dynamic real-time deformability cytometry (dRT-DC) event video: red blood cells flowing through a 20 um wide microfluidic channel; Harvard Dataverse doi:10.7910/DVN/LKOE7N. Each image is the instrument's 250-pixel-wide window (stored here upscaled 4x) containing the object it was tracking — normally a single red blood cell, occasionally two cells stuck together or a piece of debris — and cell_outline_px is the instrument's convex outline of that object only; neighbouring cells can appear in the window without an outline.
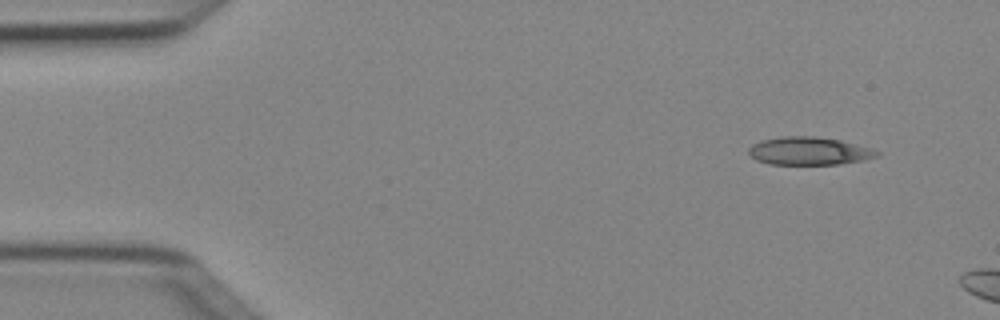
{"species": "Egyptian fruit bat (a non-hibernating species)", "species_latin": "Rousettus aegyptiacus", "temperature_condition": "cold", "stored_images_in_passage": 3, "camera_frame_rate_fps": 3000, "um_per_image_px": 0.085, "animal": {"sex": "female"}, "frame": {"image": 1, "passage_image": 1, "time_ms": 0.0, "image_size_px": [1000, 320], "cell_outline_px": [[880, 156], [864, 160], [840, 164], [768, 164], [756, 160], [748, 152], [748, 148], [752, 144], [760, 140], [784, 136], [816, 136], [840, 140], [868, 148], [880, 152]], "centroid_in_image_um": [68.74, 12.83], "position_along_channel_um": 16.3, "area_um2": 20.87}}